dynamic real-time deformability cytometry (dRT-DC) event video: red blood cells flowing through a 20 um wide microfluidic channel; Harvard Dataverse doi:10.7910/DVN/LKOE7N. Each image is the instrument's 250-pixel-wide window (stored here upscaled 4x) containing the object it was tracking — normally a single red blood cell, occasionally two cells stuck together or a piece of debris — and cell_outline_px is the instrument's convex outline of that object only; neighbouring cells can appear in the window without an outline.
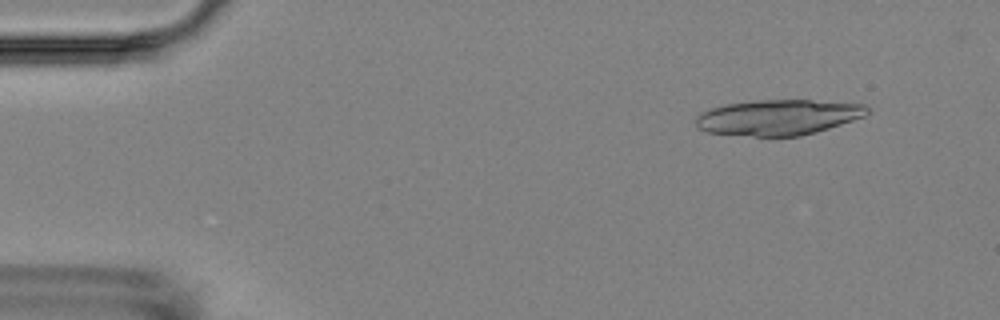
{"species": "Egyptian fruit bat (a non-hibernating species)", "species_latin": "Rousettus aegyptiacus", "temperature_condition": "room temperature", "stored_images_in_passage": 6, "camera_frame_rate_fps": 3000, "um_per_image_px": 0.085, "animal": {"sex": "female"}, "frame": {"image": 1, "passage_image": 2, "time_ms": 1.333, "image_size_px": [1000, 320], "cell_outline_px": [[872, 108], [864, 116], [816, 132], [800, 136], [756, 136], [708, 132], [696, 128], [696, 116], [700, 112], [712, 108], [728, 104], [756, 100], [812, 100], [868, 104]], "centroid_in_image_um": [66.17, 9.96], "position_along_channel_um": 18.8, "area_um2": 35.43}}